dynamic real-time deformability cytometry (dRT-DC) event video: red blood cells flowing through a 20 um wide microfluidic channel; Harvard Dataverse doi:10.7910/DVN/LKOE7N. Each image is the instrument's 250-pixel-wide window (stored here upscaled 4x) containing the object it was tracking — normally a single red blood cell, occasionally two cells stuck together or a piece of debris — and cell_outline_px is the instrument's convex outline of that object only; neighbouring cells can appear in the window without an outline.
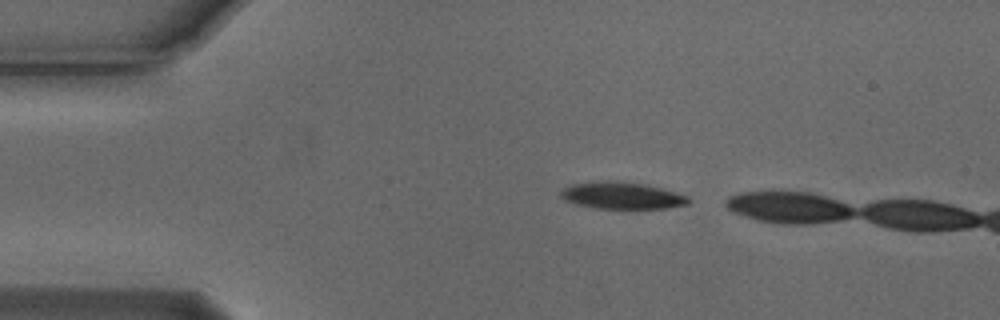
{"species": "Egyptian fruit bat (a non-hibernating species)", "species_latin": "Rousettus aegyptiacus", "temperature_condition": "cold", "stored_images_in_passage": 2, "camera_frame_rate_fps": 3000, "um_per_image_px": 0.085, "animal": {"sex": "male"}, "frame": {"image": 1, "passage_image": 1, "time_ms": 0.0, "image_size_px": [1000, 320], "cell_outline_px": [[692, 200], [688, 204], [668, 208], [596, 208], [576, 204], [564, 200], [560, 196], [560, 192], [564, 188], [572, 184], [604, 180], [616, 180], [644, 184], [676, 192], [688, 196]], "centroid_in_image_um": [52.87, 16.61], "position_along_channel_um": 32.1, "area_um2": 20.06}}